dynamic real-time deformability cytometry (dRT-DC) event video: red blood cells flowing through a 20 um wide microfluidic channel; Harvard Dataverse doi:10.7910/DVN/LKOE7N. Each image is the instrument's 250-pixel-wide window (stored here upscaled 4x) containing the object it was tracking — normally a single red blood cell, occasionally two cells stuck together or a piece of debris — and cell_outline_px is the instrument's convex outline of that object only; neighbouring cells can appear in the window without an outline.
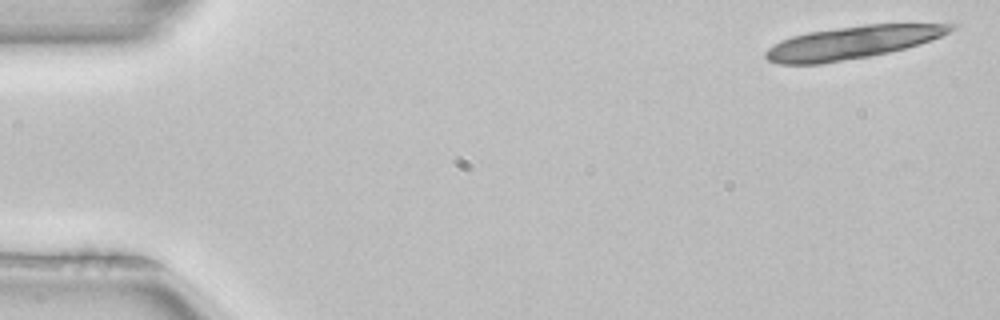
{"species": "common noctule bat (a hibernating species)", "species_latin": "Nyctalus noctula", "temperature_condition": "room temperature", "stored_images_in_passage": 5, "camera_frame_rate_fps": 3000, "um_per_image_px": 0.085, "animal": {"sex": "female", "body_mass_g": 22.7, "forearm_length_mm": 54.2}, "frame": {"image": 1, "passage_image": 1, "time_ms": 0.0, "image_size_px": [1000, 320], "cell_outline_px": [[956, 28], [940, 36], [920, 44], [888, 52], [868, 56], [820, 64], [780, 64], [768, 60], [764, 56], [764, 52], [768, 48], [780, 40], [792, 36], [808, 32], [864, 24], [956, 24]], "centroid_in_image_um": [72.4, 3.61], "position_along_channel_um": 12.6, "area_um2": 34.97}}